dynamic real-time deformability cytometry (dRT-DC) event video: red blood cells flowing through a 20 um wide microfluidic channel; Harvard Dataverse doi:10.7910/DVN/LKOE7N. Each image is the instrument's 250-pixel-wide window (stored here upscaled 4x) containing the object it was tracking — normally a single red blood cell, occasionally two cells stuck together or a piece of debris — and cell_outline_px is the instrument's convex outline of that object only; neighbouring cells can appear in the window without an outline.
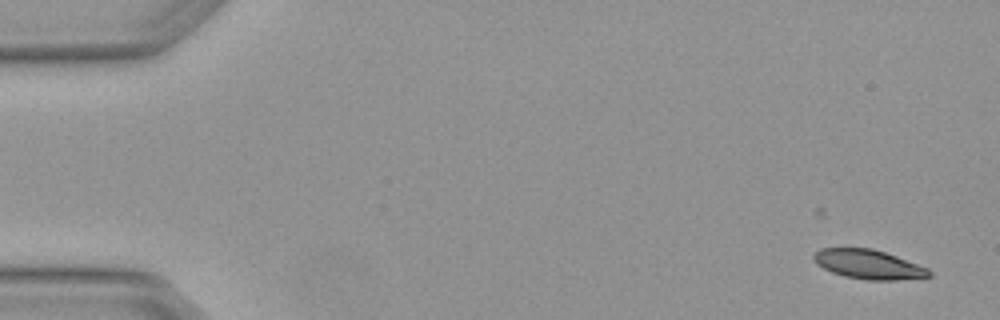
{"species": "Egyptian fruit bat (a non-hibernating species)", "species_latin": "Rousettus aegyptiacus", "temperature_condition": "warm", "stored_images_in_passage": 5, "camera_frame_rate_fps": 3000, "um_per_image_px": 0.085, "animal": {"sex": "female"}, "frame": {"image": 1, "passage_image": 1, "time_ms": 0.0, "image_size_px": [1000, 320], "cell_outline_px": [[932, 276], [896, 280], [868, 280], [844, 276], [832, 272], [816, 264], [812, 260], [812, 256], [820, 248], [872, 248], [896, 256], [928, 268], [932, 272]], "centroid_in_image_um": [73.8, 22.47], "position_along_channel_um": 11.2, "area_um2": 19.65}}
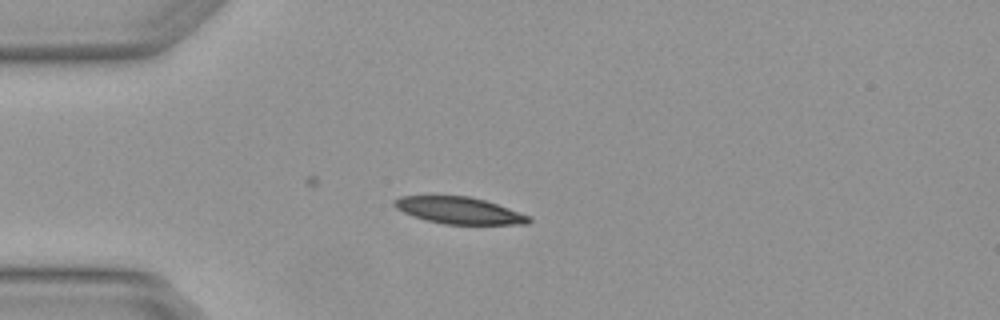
{"frame": {"image": 2, "passage_image": 4, "time_ms": 1.0, "image_size_px": [1000, 320], "cell_outline_px": [[532, 220], [528, 224], [444, 224], [412, 216], [396, 208], [392, 204], [392, 200], [400, 196], [432, 192], [472, 196], [532, 216]], "centroid_in_image_um": [38.93, 17.82], "position_along_channel_um": 46.1, "area_um2": 22.02}}